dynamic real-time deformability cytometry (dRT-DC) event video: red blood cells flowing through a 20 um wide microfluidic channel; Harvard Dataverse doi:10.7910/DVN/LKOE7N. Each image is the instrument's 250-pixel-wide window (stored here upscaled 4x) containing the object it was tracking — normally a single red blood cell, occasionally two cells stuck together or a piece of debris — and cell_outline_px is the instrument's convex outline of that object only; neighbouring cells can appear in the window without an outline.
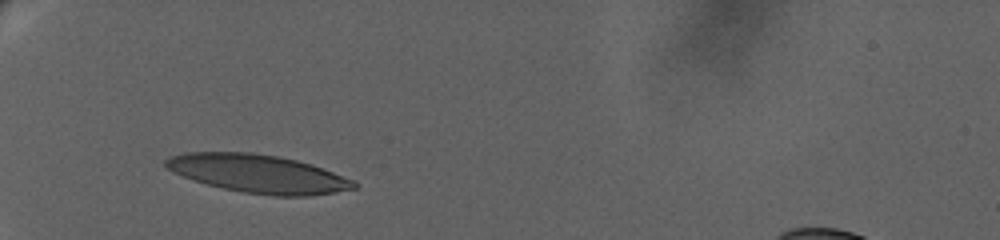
{"species": "human", "species_latin": "Homo sapiens", "temperature_condition": "warm", "stored_images_in_passage": 72, "camera_frame_rate_fps": 3000, "um_per_image_px": 0.085, "donor": {"sex": "female"}, "frame": {"image": 1, "passage_image": 1, "time_ms": 0.0, "image_size_px": [1000, 240], "cell_outline_px": [[360, 184], [356, 188], [336, 192], [308, 196], [272, 196], [244, 192], [224, 188], [192, 180], [168, 168], [164, 164], [164, 160], [168, 156], [188, 152], [248, 152], [280, 156], [296, 160], [356, 180]], "centroid_in_image_um": [21.96, 14.76], "position_along_channel_um": 63.0, "area_um2": 41.73}}
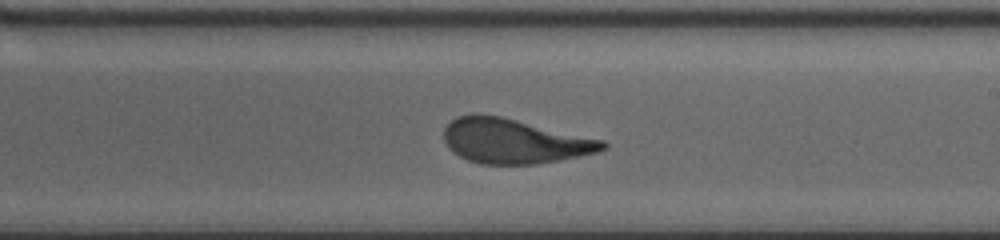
{"frame": {"image": 2, "passage_image": 37, "time_ms": 6.667, "image_size_px": [1000, 240], "cell_outline_px": [[608, 148], [596, 152], [560, 160], [536, 164], [480, 164], [468, 160], [452, 152], [448, 148], [444, 140], [444, 128], [456, 116], [500, 116], [604, 140], [608, 144]], "centroid_in_image_um": [43.72, 12.02], "position_along_channel_um": 245.3, "area_um2": 40.86}}
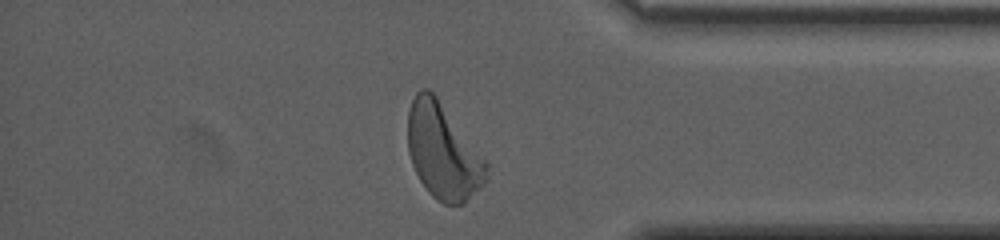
{"frame": {"image": 3, "passage_image": 67, "time_ms": 12.0, "image_size_px": [1000, 240], "cell_outline_px": [[488, 168], [484, 180], [464, 204], [444, 204], [436, 200], [428, 192], [420, 180], [412, 164], [408, 152], [408, 112], [412, 100], [416, 92], [420, 88], [428, 88], [436, 96], [488, 164]], "centroid_in_image_um": [37.61, 12.88], "position_along_channel_um": 397.6, "area_um2": 42.83}, "authors_computed_cell_mechanics": {"area_um2": 41.905, "velocity_mm_per_s": 3.0257, "shape_relaxation_time_tau1_ms": 4.4817, "shape_relaxation_time_tau2_ms": 1.1162, "deformation_change_tau1": 0.1956, "deformation_change_tau2": 0.0974}}